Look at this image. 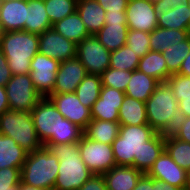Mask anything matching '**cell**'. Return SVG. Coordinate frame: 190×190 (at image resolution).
Here are the masks:
<instances>
[{"label": "cell", "mask_w": 190, "mask_h": 190, "mask_svg": "<svg viewBox=\"0 0 190 190\" xmlns=\"http://www.w3.org/2000/svg\"><path fill=\"white\" fill-rule=\"evenodd\" d=\"M79 190H107V187L103 176L94 174Z\"/></svg>", "instance_id": "ee69618b"}, {"label": "cell", "mask_w": 190, "mask_h": 190, "mask_svg": "<svg viewBox=\"0 0 190 190\" xmlns=\"http://www.w3.org/2000/svg\"><path fill=\"white\" fill-rule=\"evenodd\" d=\"M158 27L176 30H190V6H175L158 17Z\"/></svg>", "instance_id": "4dcf8cb0"}, {"label": "cell", "mask_w": 190, "mask_h": 190, "mask_svg": "<svg viewBox=\"0 0 190 190\" xmlns=\"http://www.w3.org/2000/svg\"><path fill=\"white\" fill-rule=\"evenodd\" d=\"M133 190H154V178L144 173Z\"/></svg>", "instance_id": "bcb514c9"}, {"label": "cell", "mask_w": 190, "mask_h": 190, "mask_svg": "<svg viewBox=\"0 0 190 190\" xmlns=\"http://www.w3.org/2000/svg\"><path fill=\"white\" fill-rule=\"evenodd\" d=\"M165 151L174 162L185 169H190V143L175 138L171 133L165 134Z\"/></svg>", "instance_id": "d6a6232c"}, {"label": "cell", "mask_w": 190, "mask_h": 190, "mask_svg": "<svg viewBox=\"0 0 190 190\" xmlns=\"http://www.w3.org/2000/svg\"><path fill=\"white\" fill-rule=\"evenodd\" d=\"M21 183V169L6 167L0 169V190H13Z\"/></svg>", "instance_id": "ab89813d"}, {"label": "cell", "mask_w": 190, "mask_h": 190, "mask_svg": "<svg viewBox=\"0 0 190 190\" xmlns=\"http://www.w3.org/2000/svg\"><path fill=\"white\" fill-rule=\"evenodd\" d=\"M31 114L43 145L77 143L83 136V129L64 118L48 97L42 98Z\"/></svg>", "instance_id": "6da1fadb"}, {"label": "cell", "mask_w": 190, "mask_h": 190, "mask_svg": "<svg viewBox=\"0 0 190 190\" xmlns=\"http://www.w3.org/2000/svg\"><path fill=\"white\" fill-rule=\"evenodd\" d=\"M79 150L81 159L93 174L102 175L117 166L110 144L90 140L83 135Z\"/></svg>", "instance_id": "9c48e42d"}, {"label": "cell", "mask_w": 190, "mask_h": 190, "mask_svg": "<svg viewBox=\"0 0 190 190\" xmlns=\"http://www.w3.org/2000/svg\"><path fill=\"white\" fill-rule=\"evenodd\" d=\"M157 132L149 125L120 126L119 135L112 143L117 166H133L140 159V150Z\"/></svg>", "instance_id": "8992f818"}, {"label": "cell", "mask_w": 190, "mask_h": 190, "mask_svg": "<svg viewBox=\"0 0 190 190\" xmlns=\"http://www.w3.org/2000/svg\"><path fill=\"white\" fill-rule=\"evenodd\" d=\"M13 190H20V184L13 186Z\"/></svg>", "instance_id": "11a10c76"}, {"label": "cell", "mask_w": 190, "mask_h": 190, "mask_svg": "<svg viewBox=\"0 0 190 190\" xmlns=\"http://www.w3.org/2000/svg\"><path fill=\"white\" fill-rule=\"evenodd\" d=\"M187 185H186V190H190V169L187 170Z\"/></svg>", "instance_id": "db71d44e"}, {"label": "cell", "mask_w": 190, "mask_h": 190, "mask_svg": "<svg viewBox=\"0 0 190 190\" xmlns=\"http://www.w3.org/2000/svg\"><path fill=\"white\" fill-rule=\"evenodd\" d=\"M45 10L53 25L76 11L77 0H44Z\"/></svg>", "instance_id": "d590c367"}, {"label": "cell", "mask_w": 190, "mask_h": 190, "mask_svg": "<svg viewBox=\"0 0 190 190\" xmlns=\"http://www.w3.org/2000/svg\"><path fill=\"white\" fill-rule=\"evenodd\" d=\"M148 176L186 190L187 171L178 166L164 151L146 173Z\"/></svg>", "instance_id": "2e32d148"}, {"label": "cell", "mask_w": 190, "mask_h": 190, "mask_svg": "<svg viewBox=\"0 0 190 190\" xmlns=\"http://www.w3.org/2000/svg\"><path fill=\"white\" fill-rule=\"evenodd\" d=\"M0 133L11 137L28 153L44 145L38 138L31 112L7 110L0 115Z\"/></svg>", "instance_id": "52a82bcc"}, {"label": "cell", "mask_w": 190, "mask_h": 190, "mask_svg": "<svg viewBox=\"0 0 190 190\" xmlns=\"http://www.w3.org/2000/svg\"><path fill=\"white\" fill-rule=\"evenodd\" d=\"M59 159L47 147L27 154L21 168V183L45 190H53L58 176Z\"/></svg>", "instance_id": "5b68a950"}, {"label": "cell", "mask_w": 190, "mask_h": 190, "mask_svg": "<svg viewBox=\"0 0 190 190\" xmlns=\"http://www.w3.org/2000/svg\"><path fill=\"white\" fill-rule=\"evenodd\" d=\"M111 52L95 35H90L77 44L76 57L85 66L87 74L101 75L109 68Z\"/></svg>", "instance_id": "30bf717a"}, {"label": "cell", "mask_w": 190, "mask_h": 190, "mask_svg": "<svg viewBox=\"0 0 190 190\" xmlns=\"http://www.w3.org/2000/svg\"><path fill=\"white\" fill-rule=\"evenodd\" d=\"M12 76L13 75L8 66L7 59L0 49V85L5 87Z\"/></svg>", "instance_id": "f6af8a7d"}, {"label": "cell", "mask_w": 190, "mask_h": 190, "mask_svg": "<svg viewBox=\"0 0 190 190\" xmlns=\"http://www.w3.org/2000/svg\"><path fill=\"white\" fill-rule=\"evenodd\" d=\"M39 34L24 30L0 32V49L12 75L30 73L32 58L39 52Z\"/></svg>", "instance_id": "3957f363"}, {"label": "cell", "mask_w": 190, "mask_h": 190, "mask_svg": "<svg viewBox=\"0 0 190 190\" xmlns=\"http://www.w3.org/2000/svg\"><path fill=\"white\" fill-rule=\"evenodd\" d=\"M86 75L85 66L77 57L60 62L52 94L75 92L77 86Z\"/></svg>", "instance_id": "e0dca14e"}, {"label": "cell", "mask_w": 190, "mask_h": 190, "mask_svg": "<svg viewBox=\"0 0 190 190\" xmlns=\"http://www.w3.org/2000/svg\"><path fill=\"white\" fill-rule=\"evenodd\" d=\"M130 76L131 71L118 70L110 67L100 75L102 86L115 88L123 92L127 88Z\"/></svg>", "instance_id": "8d00e7d4"}, {"label": "cell", "mask_w": 190, "mask_h": 190, "mask_svg": "<svg viewBox=\"0 0 190 190\" xmlns=\"http://www.w3.org/2000/svg\"><path fill=\"white\" fill-rule=\"evenodd\" d=\"M9 109L10 107L5 87L0 85V115Z\"/></svg>", "instance_id": "681fc988"}, {"label": "cell", "mask_w": 190, "mask_h": 190, "mask_svg": "<svg viewBox=\"0 0 190 190\" xmlns=\"http://www.w3.org/2000/svg\"><path fill=\"white\" fill-rule=\"evenodd\" d=\"M20 190H45V189H40L37 187H33V186H29V185L20 183Z\"/></svg>", "instance_id": "f5cc1de1"}, {"label": "cell", "mask_w": 190, "mask_h": 190, "mask_svg": "<svg viewBox=\"0 0 190 190\" xmlns=\"http://www.w3.org/2000/svg\"><path fill=\"white\" fill-rule=\"evenodd\" d=\"M159 81L136 69L131 72L125 95L146 102L155 91Z\"/></svg>", "instance_id": "44dd1931"}, {"label": "cell", "mask_w": 190, "mask_h": 190, "mask_svg": "<svg viewBox=\"0 0 190 190\" xmlns=\"http://www.w3.org/2000/svg\"><path fill=\"white\" fill-rule=\"evenodd\" d=\"M124 97L125 92L102 86L99 98L90 109L92 119L118 122V111L124 101Z\"/></svg>", "instance_id": "9a60e30c"}, {"label": "cell", "mask_w": 190, "mask_h": 190, "mask_svg": "<svg viewBox=\"0 0 190 190\" xmlns=\"http://www.w3.org/2000/svg\"><path fill=\"white\" fill-rule=\"evenodd\" d=\"M166 60L168 72L177 74L184 59L190 53V36L178 44L168 47L165 51L161 52Z\"/></svg>", "instance_id": "836d02e7"}, {"label": "cell", "mask_w": 190, "mask_h": 190, "mask_svg": "<svg viewBox=\"0 0 190 190\" xmlns=\"http://www.w3.org/2000/svg\"><path fill=\"white\" fill-rule=\"evenodd\" d=\"M184 4L189 6V0H159L153 3L154 10L157 17H160L164 12H168L170 9H175V6Z\"/></svg>", "instance_id": "b9f144b4"}, {"label": "cell", "mask_w": 190, "mask_h": 190, "mask_svg": "<svg viewBox=\"0 0 190 190\" xmlns=\"http://www.w3.org/2000/svg\"><path fill=\"white\" fill-rule=\"evenodd\" d=\"M60 62L38 52L31 60L30 77L33 86L43 97H49L53 93L56 74Z\"/></svg>", "instance_id": "8fae6325"}, {"label": "cell", "mask_w": 190, "mask_h": 190, "mask_svg": "<svg viewBox=\"0 0 190 190\" xmlns=\"http://www.w3.org/2000/svg\"><path fill=\"white\" fill-rule=\"evenodd\" d=\"M139 61L140 57L129 46L124 45L111 52L109 67L132 72L138 68Z\"/></svg>", "instance_id": "e575fe53"}, {"label": "cell", "mask_w": 190, "mask_h": 190, "mask_svg": "<svg viewBox=\"0 0 190 190\" xmlns=\"http://www.w3.org/2000/svg\"><path fill=\"white\" fill-rule=\"evenodd\" d=\"M101 87L102 82L100 75L87 74L77 86L75 94L81 104L91 109L100 96Z\"/></svg>", "instance_id": "1f68e13d"}, {"label": "cell", "mask_w": 190, "mask_h": 190, "mask_svg": "<svg viewBox=\"0 0 190 190\" xmlns=\"http://www.w3.org/2000/svg\"><path fill=\"white\" fill-rule=\"evenodd\" d=\"M10 110L31 112L43 98L33 86L29 74L13 75L5 86Z\"/></svg>", "instance_id": "ba28073f"}, {"label": "cell", "mask_w": 190, "mask_h": 190, "mask_svg": "<svg viewBox=\"0 0 190 190\" xmlns=\"http://www.w3.org/2000/svg\"><path fill=\"white\" fill-rule=\"evenodd\" d=\"M52 24L45 10L44 0H27L25 31L42 34Z\"/></svg>", "instance_id": "7402d4cb"}, {"label": "cell", "mask_w": 190, "mask_h": 190, "mask_svg": "<svg viewBox=\"0 0 190 190\" xmlns=\"http://www.w3.org/2000/svg\"><path fill=\"white\" fill-rule=\"evenodd\" d=\"M149 1H151L152 3H155V2H157V1H159V0H149Z\"/></svg>", "instance_id": "9f6ffc18"}, {"label": "cell", "mask_w": 190, "mask_h": 190, "mask_svg": "<svg viewBox=\"0 0 190 190\" xmlns=\"http://www.w3.org/2000/svg\"><path fill=\"white\" fill-rule=\"evenodd\" d=\"M27 0L0 3V32L25 31Z\"/></svg>", "instance_id": "ac0fdd59"}, {"label": "cell", "mask_w": 190, "mask_h": 190, "mask_svg": "<svg viewBox=\"0 0 190 190\" xmlns=\"http://www.w3.org/2000/svg\"><path fill=\"white\" fill-rule=\"evenodd\" d=\"M39 52L59 62L76 58L77 44L57 33L53 27L39 34Z\"/></svg>", "instance_id": "7c38bea8"}, {"label": "cell", "mask_w": 190, "mask_h": 190, "mask_svg": "<svg viewBox=\"0 0 190 190\" xmlns=\"http://www.w3.org/2000/svg\"><path fill=\"white\" fill-rule=\"evenodd\" d=\"M28 152L14 139L0 133V169L6 167L22 168Z\"/></svg>", "instance_id": "cb8c5ba5"}, {"label": "cell", "mask_w": 190, "mask_h": 190, "mask_svg": "<svg viewBox=\"0 0 190 190\" xmlns=\"http://www.w3.org/2000/svg\"><path fill=\"white\" fill-rule=\"evenodd\" d=\"M119 129V122L92 119L83 130V135L90 140L112 145L119 135Z\"/></svg>", "instance_id": "4316f807"}, {"label": "cell", "mask_w": 190, "mask_h": 190, "mask_svg": "<svg viewBox=\"0 0 190 190\" xmlns=\"http://www.w3.org/2000/svg\"><path fill=\"white\" fill-rule=\"evenodd\" d=\"M180 118L190 117V98L178 101Z\"/></svg>", "instance_id": "c3c4849f"}, {"label": "cell", "mask_w": 190, "mask_h": 190, "mask_svg": "<svg viewBox=\"0 0 190 190\" xmlns=\"http://www.w3.org/2000/svg\"><path fill=\"white\" fill-rule=\"evenodd\" d=\"M143 174L133 166H114L102 176L107 190H133Z\"/></svg>", "instance_id": "d6986e66"}, {"label": "cell", "mask_w": 190, "mask_h": 190, "mask_svg": "<svg viewBox=\"0 0 190 190\" xmlns=\"http://www.w3.org/2000/svg\"><path fill=\"white\" fill-rule=\"evenodd\" d=\"M106 12L125 13L128 0H96Z\"/></svg>", "instance_id": "7bdbcfd3"}, {"label": "cell", "mask_w": 190, "mask_h": 190, "mask_svg": "<svg viewBox=\"0 0 190 190\" xmlns=\"http://www.w3.org/2000/svg\"><path fill=\"white\" fill-rule=\"evenodd\" d=\"M145 106L148 124L157 133H171L180 120L178 101L167 81L157 84Z\"/></svg>", "instance_id": "277c9868"}, {"label": "cell", "mask_w": 190, "mask_h": 190, "mask_svg": "<svg viewBox=\"0 0 190 190\" xmlns=\"http://www.w3.org/2000/svg\"><path fill=\"white\" fill-rule=\"evenodd\" d=\"M165 151V134L156 133L144 143L140 150V159H134V167L147 173L158 157Z\"/></svg>", "instance_id": "603a6c76"}, {"label": "cell", "mask_w": 190, "mask_h": 190, "mask_svg": "<svg viewBox=\"0 0 190 190\" xmlns=\"http://www.w3.org/2000/svg\"><path fill=\"white\" fill-rule=\"evenodd\" d=\"M59 159L58 176L53 190H79L94 174L80 156L79 142L72 144H44Z\"/></svg>", "instance_id": "7a4b0ae2"}, {"label": "cell", "mask_w": 190, "mask_h": 190, "mask_svg": "<svg viewBox=\"0 0 190 190\" xmlns=\"http://www.w3.org/2000/svg\"><path fill=\"white\" fill-rule=\"evenodd\" d=\"M190 36V30H176L157 27L150 33V50L163 52L168 47L186 40Z\"/></svg>", "instance_id": "83f0119b"}, {"label": "cell", "mask_w": 190, "mask_h": 190, "mask_svg": "<svg viewBox=\"0 0 190 190\" xmlns=\"http://www.w3.org/2000/svg\"><path fill=\"white\" fill-rule=\"evenodd\" d=\"M139 71L154 77L159 82L166 81L171 74L168 72L166 60L159 51H149L140 58L138 68Z\"/></svg>", "instance_id": "f1b7e54d"}, {"label": "cell", "mask_w": 190, "mask_h": 190, "mask_svg": "<svg viewBox=\"0 0 190 190\" xmlns=\"http://www.w3.org/2000/svg\"><path fill=\"white\" fill-rule=\"evenodd\" d=\"M166 81L172 88L177 101L190 98V77L177 73L172 74Z\"/></svg>", "instance_id": "f35d334b"}, {"label": "cell", "mask_w": 190, "mask_h": 190, "mask_svg": "<svg viewBox=\"0 0 190 190\" xmlns=\"http://www.w3.org/2000/svg\"><path fill=\"white\" fill-rule=\"evenodd\" d=\"M118 113L120 126L148 124L145 103L126 95Z\"/></svg>", "instance_id": "d4e9b609"}, {"label": "cell", "mask_w": 190, "mask_h": 190, "mask_svg": "<svg viewBox=\"0 0 190 190\" xmlns=\"http://www.w3.org/2000/svg\"><path fill=\"white\" fill-rule=\"evenodd\" d=\"M171 134L181 141L190 143V117L180 118Z\"/></svg>", "instance_id": "60d3db41"}, {"label": "cell", "mask_w": 190, "mask_h": 190, "mask_svg": "<svg viewBox=\"0 0 190 190\" xmlns=\"http://www.w3.org/2000/svg\"><path fill=\"white\" fill-rule=\"evenodd\" d=\"M5 1H10V0H0V3L5 2Z\"/></svg>", "instance_id": "6f0895ef"}, {"label": "cell", "mask_w": 190, "mask_h": 190, "mask_svg": "<svg viewBox=\"0 0 190 190\" xmlns=\"http://www.w3.org/2000/svg\"><path fill=\"white\" fill-rule=\"evenodd\" d=\"M125 14L128 29L151 33L158 27V17L149 0H128Z\"/></svg>", "instance_id": "5bb4252c"}, {"label": "cell", "mask_w": 190, "mask_h": 190, "mask_svg": "<svg viewBox=\"0 0 190 190\" xmlns=\"http://www.w3.org/2000/svg\"><path fill=\"white\" fill-rule=\"evenodd\" d=\"M105 24H127L126 14L106 12Z\"/></svg>", "instance_id": "7dc6e473"}, {"label": "cell", "mask_w": 190, "mask_h": 190, "mask_svg": "<svg viewBox=\"0 0 190 190\" xmlns=\"http://www.w3.org/2000/svg\"><path fill=\"white\" fill-rule=\"evenodd\" d=\"M150 33L128 29L126 45L140 58L150 51Z\"/></svg>", "instance_id": "74e56055"}, {"label": "cell", "mask_w": 190, "mask_h": 190, "mask_svg": "<svg viewBox=\"0 0 190 190\" xmlns=\"http://www.w3.org/2000/svg\"><path fill=\"white\" fill-rule=\"evenodd\" d=\"M76 11L90 35H95L105 25L106 11L96 0H77Z\"/></svg>", "instance_id": "ffe728a7"}, {"label": "cell", "mask_w": 190, "mask_h": 190, "mask_svg": "<svg viewBox=\"0 0 190 190\" xmlns=\"http://www.w3.org/2000/svg\"><path fill=\"white\" fill-rule=\"evenodd\" d=\"M178 74L190 77V53L182 62Z\"/></svg>", "instance_id": "816d5d0a"}, {"label": "cell", "mask_w": 190, "mask_h": 190, "mask_svg": "<svg viewBox=\"0 0 190 190\" xmlns=\"http://www.w3.org/2000/svg\"><path fill=\"white\" fill-rule=\"evenodd\" d=\"M48 98L64 118L83 130L92 120L90 108L81 104L75 92L51 94Z\"/></svg>", "instance_id": "4fadbf2b"}, {"label": "cell", "mask_w": 190, "mask_h": 190, "mask_svg": "<svg viewBox=\"0 0 190 190\" xmlns=\"http://www.w3.org/2000/svg\"><path fill=\"white\" fill-rule=\"evenodd\" d=\"M53 29L75 44L90 36L77 11L52 25Z\"/></svg>", "instance_id": "484cf974"}, {"label": "cell", "mask_w": 190, "mask_h": 190, "mask_svg": "<svg viewBox=\"0 0 190 190\" xmlns=\"http://www.w3.org/2000/svg\"><path fill=\"white\" fill-rule=\"evenodd\" d=\"M154 190H183V189L154 178Z\"/></svg>", "instance_id": "f907efd6"}, {"label": "cell", "mask_w": 190, "mask_h": 190, "mask_svg": "<svg viewBox=\"0 0 190 190\" xmlns=\"http://www.w3.org/2000/svg\"><path fill=\"white\" fill-rule=\"evenodd\" d=\"M127 33V24H105L95 36L108 51L112 52L126 45Z\"/></svg>", "instance_id": "f546056e"}]
</instances>
